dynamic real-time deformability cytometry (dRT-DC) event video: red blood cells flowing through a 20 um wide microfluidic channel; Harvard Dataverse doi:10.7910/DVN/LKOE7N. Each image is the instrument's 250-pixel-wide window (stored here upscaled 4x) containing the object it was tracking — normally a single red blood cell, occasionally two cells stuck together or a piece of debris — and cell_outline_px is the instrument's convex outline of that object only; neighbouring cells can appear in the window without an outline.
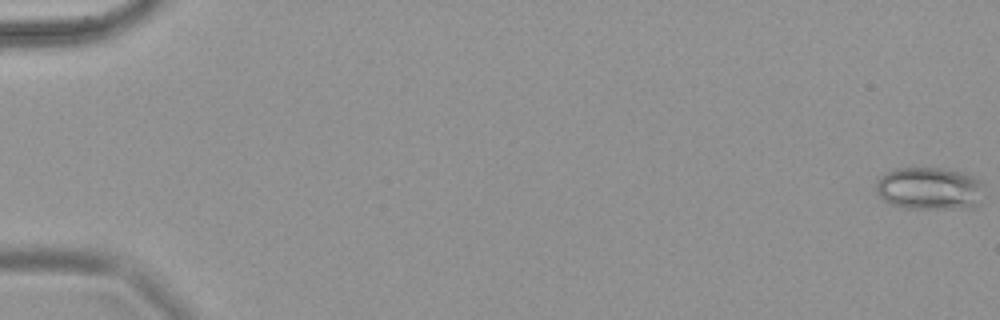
{"species": "common noctule bat (a hibernating species)", "species_latin": "Nyctalus noctula", "temperature_condition": "warm", "stored_images_in_passage": 70, "camera_frame_rate_fps": 3000, "um_per_image_px": 0.085, "animal": {"sex": "female", "body_mass_g": 18.4}, "frame": {"image": 1, "passage_image": 1, "time_ms": 0.0, "image_size_px": [1000, 320], "cell_outline_px": [[980, 184], [976, 204], [972, 208], [904, 208], [892, 204], [884, 200], [876, 192], [876, 180], [880, 176], [896, 168], [940, 168], [960, 172], [972, 176], [980, 180]], "centroid_in_image_um": [78.91, 16.01], "position_along_channel_um": 6.1, "area_um2": 26.24}}
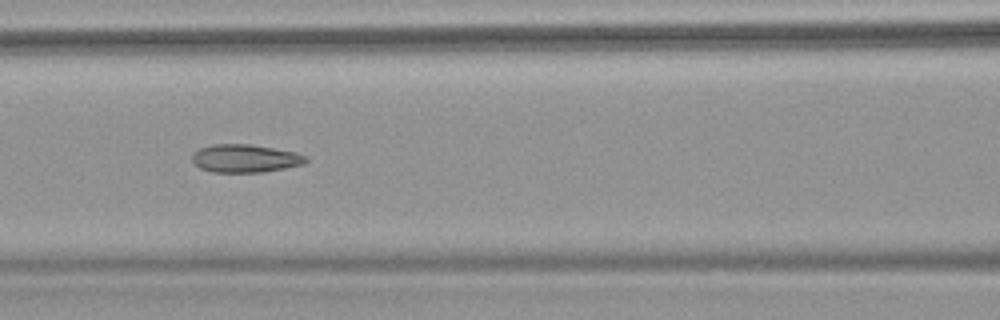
{"frame": {"image": 2, "passage_image": 33, "time_ms": 10.667, "image_size_px": [1000, 320], "cell_outline_px": [[308, 160], [304, 164], [284, 168], [260, 172], [212, 172], [200, 168], [192, 160], [192, 152], [200, 148], [212, 144], [248, 144], [296, 152], [308, 156]], "centroid_in_image_um": [20.83, 13.46], "position_along_channel_um": 145.8, "area_um2": 18.55}}
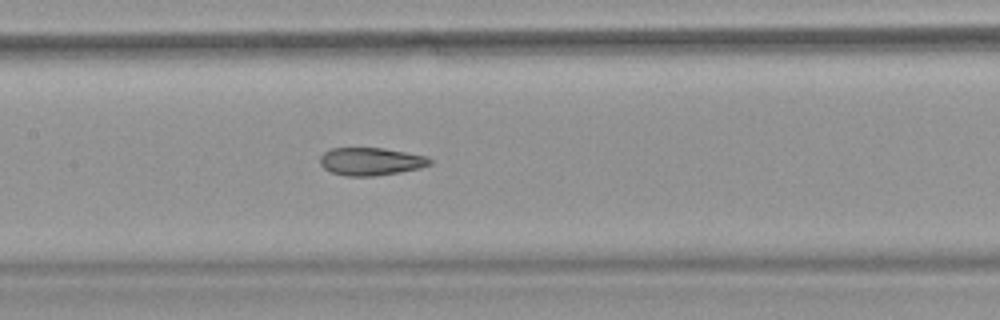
{"frame": {"image": 3, "passage_image": 36, "time_ms": 11.667, "image_size_px": [1000, 320], "cell_outline_px": [[432, 164], [420, 168], [400, 172], [372, 176], [348, 176], [332, 172], [324, 168], [320, 164], [320, 156], [324, 152], [332, 148], [384, 148], [428, 156], [432, 160]], "centroid_in_image_um": [31.55, 13.72], "position_along_channel_um": 175.9, "area_um2": 17.8}}